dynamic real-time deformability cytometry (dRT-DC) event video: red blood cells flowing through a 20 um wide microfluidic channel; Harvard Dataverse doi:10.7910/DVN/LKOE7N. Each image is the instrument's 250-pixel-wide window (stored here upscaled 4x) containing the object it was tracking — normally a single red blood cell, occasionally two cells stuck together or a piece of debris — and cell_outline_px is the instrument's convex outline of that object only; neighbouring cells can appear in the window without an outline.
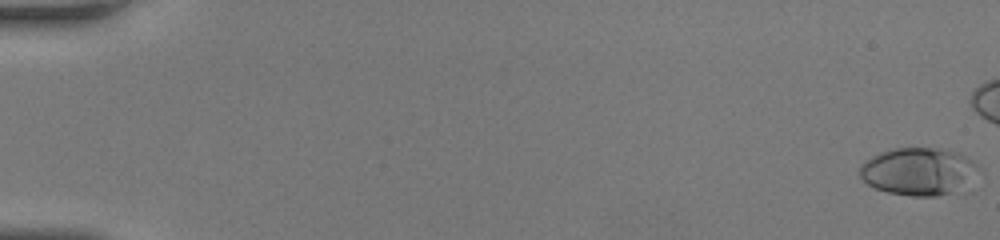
{"species": "human", "species_latin": "Homo sapiens", "temperature_condition": "room temperature", "stored_images_in_passage": 34, "camera_frame_rate_fps": 3000, "um_per_image_px": 0.085, "donor": {"sex": "female"}, "frame": {"image": 1, "passage_image": 1, "time_ms": 0.0, "image_size_px": [1000, 240], "cell_outline_px": [[976, 168], [972, 192], [936, 196], [912, 196], [888, 192], [876, 188], [868, 184], [860, 176], [860, 164], [872, 156], [880, 152], [892, 148], [944, 148], [960, 152], [972, 160], [976, 164]], "centroid_in_image_um": [78.19, 14.6], "position_along_channel_um": 6.8, "area_um2": 33.99}}
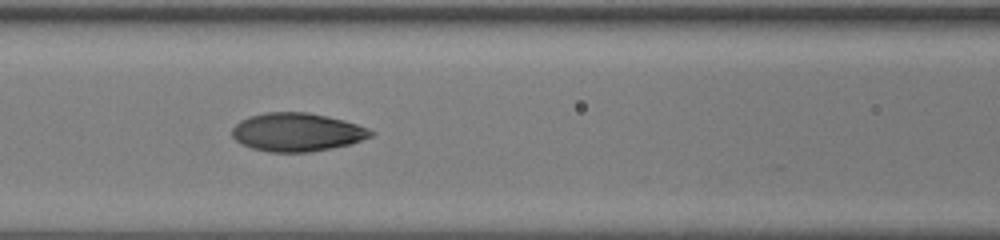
{"frame": {"image": 2, "passage_image": 25, "time_ms": 8.0, "image_size_px": [1000, 240], "cell_outline_px": [[376, 132], [372, 136], [348, 144], [332, 148], [308, 152], [268, 152], [252, 148], [240, 144], [232, 136], [232, 128], [240, 120], [248, 116], [264, 112], [308, 112], [344, 120], [368, 128]], "centroid_in_image_um": [25.21, 11.23], "position_along_channel_um": 141.4, "area_um2": 31.1}}
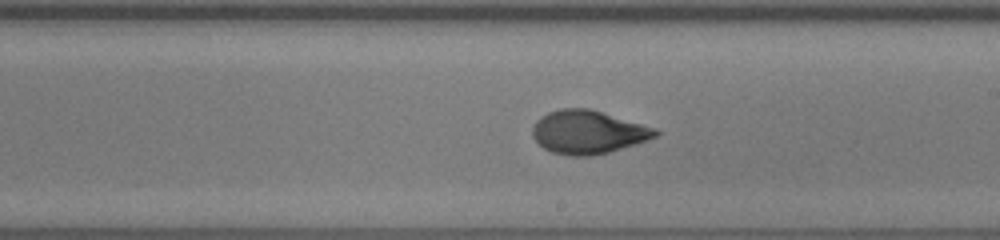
{"frame": {"image": 3, "passage_image": 32, "time_ms": 10.333, "image_size_px": [1000, 240], "cell_outline_px": [[660, 132], [656, 136], [608, 152], [592, 156], [572, 156], [552, 152], [544, 148], [532, 136], [532, 128], [536, 120], [540, 116], [548, 112], [560, 108], [588, 108], [656, 128]], "centroid_in_image_um": [49.92, 11.22], "position_along_channel_um": 239.1, "area_um2": 30.69}}